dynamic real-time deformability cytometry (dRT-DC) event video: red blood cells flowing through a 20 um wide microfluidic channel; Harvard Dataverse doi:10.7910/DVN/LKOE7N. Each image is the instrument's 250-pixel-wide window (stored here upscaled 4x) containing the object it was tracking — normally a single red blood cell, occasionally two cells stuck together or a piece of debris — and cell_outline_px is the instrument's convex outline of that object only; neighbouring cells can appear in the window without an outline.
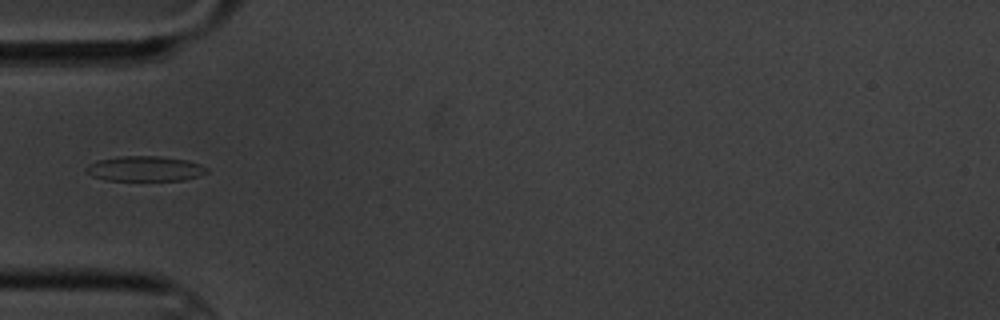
{"species": "common noctule bat (a hibernating species)", "species_latin": "Nyctalus noctula", "temperature_condition": "cold", "stored_images_in_passage": 14, "camera_frame_rate_fps": 3000, "um_per_image_px": 0.085, "animal": {"sex": "male", "body_mass_g": 20.1, "forearm_length_mm": 53.5}, "frame": {"image": 1, "passage_image": 4, "time_ms": 4.333, "image_size_px": [1000, 320], "cell_outline_px": [[208, 172], [200, 176], [184, 180], [104, 180], [92, 176], [84, 172], [84, 168], [88, 164], [96, 160], [120, 156], [160, 156], [188, 160], [200, 164], [208, 168]], "centroid_in_image_um": [12.3, 14.33], "position_along_channel_um": 72.7, "area_um2": 17.92}}
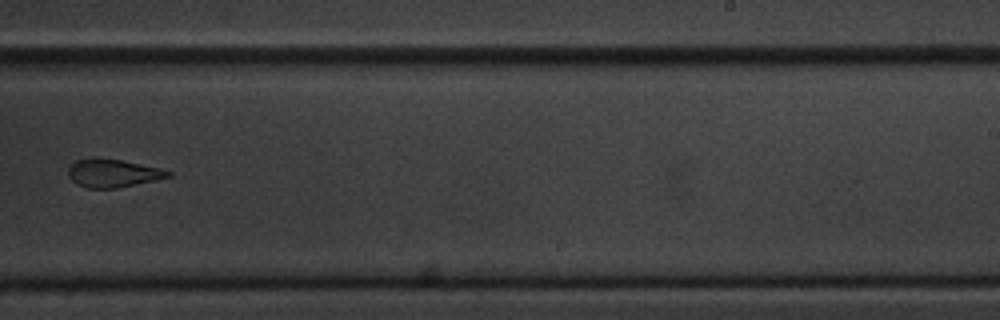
{"frame": {"image": 2, "passage_image": 9, "time_ms": 10.333, "image_size_px": [1000, 320], "cell_outline_px": [[172, 176], [156, 180], [116, 188], [88, 188], [76, 184], [68, 176], [68, 168], [76, 160], [92, 156], [120, 160], [160, 168], [172, 172]], "centroid_in_image_um": [9.56, 14.71], "position_along_channel_um": 279.4, "area_um2": 16.47}}
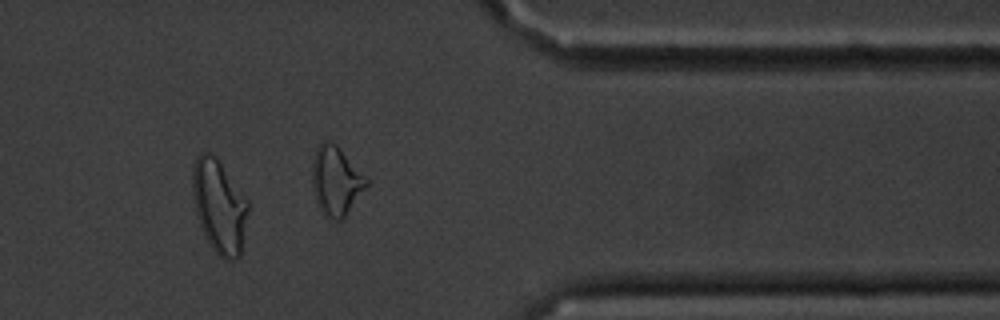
{"frame": {"image": 3, "passage_image": 12, "time_ms": 13.667, "image_size_px": [1000, 320], "cell_outline_px": [[248, 212], [240, 256], [236, 260], [224, 260], [212, 248], [200, 224], [196, 212], [192, 196], [192, 164], [196, 156], [200, 152], [208, 152], [216, 156], [248, 200]], "centroid_in_image_um": [18.62, 17.5], "position_along_channel_um": 392.8, "area_um2": 30.29}, "authors_computed_cell_mechanics": {"area_um2": 18.0336, "velocity_mm_per_s": 3.4435, "shape_relaxation_time_tau1_ms": 6.164, "shape_relaxation_time_tau2_ms": 3.8206, "deformation_change_tau1": 0.1699, "deformation_change_tau2": 0.1044}}